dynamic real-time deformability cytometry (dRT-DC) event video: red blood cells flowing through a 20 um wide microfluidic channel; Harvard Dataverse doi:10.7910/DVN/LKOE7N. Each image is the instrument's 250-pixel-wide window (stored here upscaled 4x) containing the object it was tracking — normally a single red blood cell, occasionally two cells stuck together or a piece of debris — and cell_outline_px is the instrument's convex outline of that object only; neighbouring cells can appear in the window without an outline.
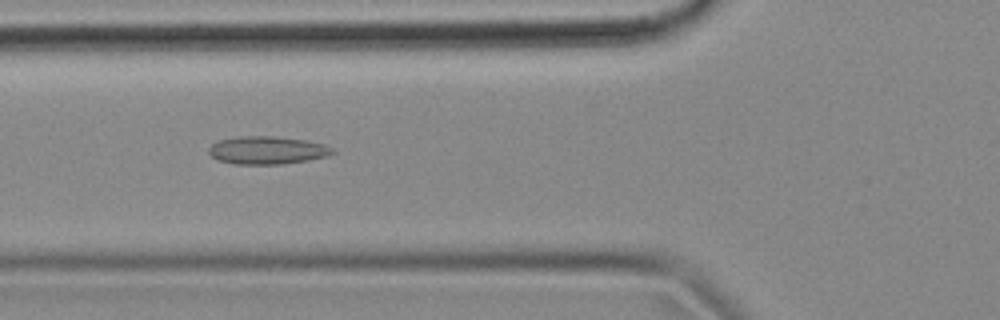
{"species": "common noctule bat (a hibernating species)", "species_latin": "Nyctalus noctula", "temperature_condition": "cold", "stored_images_in_passage": 53, "camera_frame_rate_fps": 3000, "um_per_image_px": 0.085, "animal": {"sex": "female", "body_mass_g": 18.4}, "frame": {"image": 1, "passage_image": 19, "time_ms": 6.0, "image_size_px": [1000, 320], "cell_outline_px": [[336, 152], [324, 156], [308, 160], [280, 164], [232, 164], [216, 160], [208, 152], [208, 148], [212, 144], [220, 140], [236, 136], [276, 136], [304, 140], [324, 144], [332, 148]], "centroid_in_image_um": [22.66, 12.77], "position_along_channel_um": 103.1, "area_um2": 20.11}}
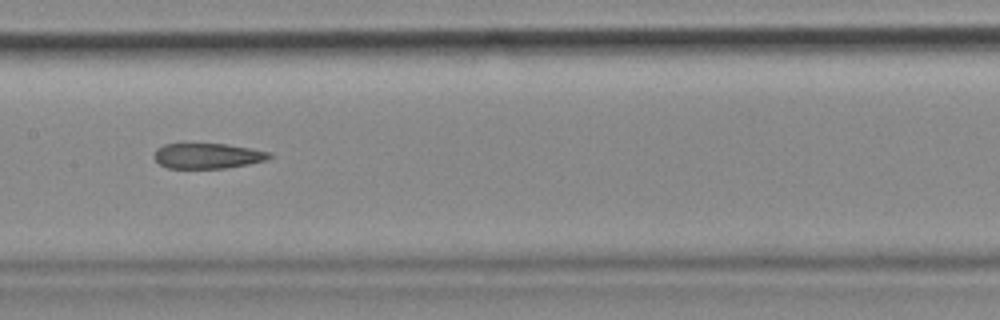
{"frame": {"image": 2, "passage_image": 26, "time_ms": 8.333, "image_size_px": [1000, 320], "cell_outline_px": [[272, 156], [268, 160], [248, 164], [224, 168], [168, 168], [160, 164], [152, 156], [156, 148], [164, 144], [228, 144], [252, 148], [272, 152]], "centroid_in_image_um": [17.67, 13.24], "position_along_channel_um": 189.7, "area_um2": 17.17}}
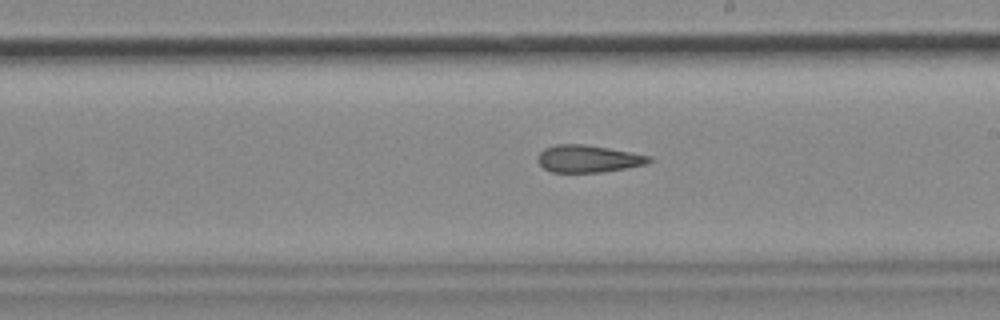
{"frame": {"image": 3, "passage_image": 30, "time_ms": 9.667, "image_size_px": [1000, 320], "cell_outline_px": [[652, 160], [648, 164], [628, 168], [600, 172], [552, 172], [544, 168], [536, 160], [540, 152], [544, 148], [556, 144], [584, 144], [632, 152], [652, 156]], "centroid_in_image_um": [50.02, 13.49], "position_along_channel_um": 239.0, "area_um2": 17.8}, "authors_computed_cell_mechanics": {"area_um2": 18.496, "velocity_mm_per_s": 3.7219, "shape_relaxation_time_tau1_ms": null, "shape_relaxation_time_tau2_ms": 7.1951, "deformation_change_tau1": null, "deformation_change_tau2": 0.1826}}